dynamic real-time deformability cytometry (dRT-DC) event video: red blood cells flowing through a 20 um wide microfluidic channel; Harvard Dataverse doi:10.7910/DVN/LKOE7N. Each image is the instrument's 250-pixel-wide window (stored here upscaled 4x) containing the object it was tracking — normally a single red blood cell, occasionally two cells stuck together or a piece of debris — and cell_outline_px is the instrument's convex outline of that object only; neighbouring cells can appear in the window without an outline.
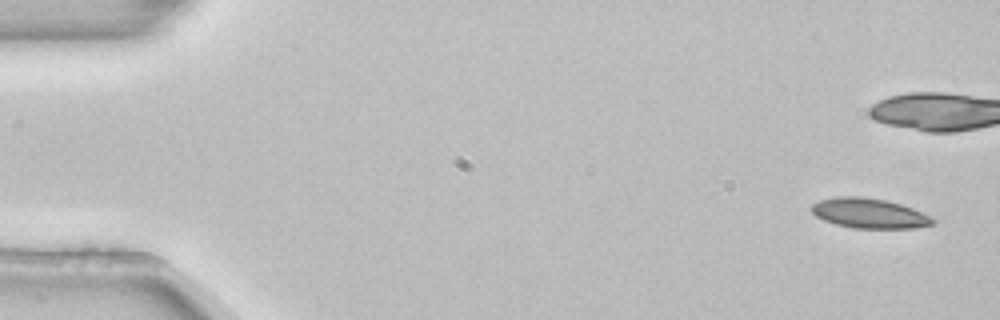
{"species": "common noctule bat (a hibernating species)", "species_latin": "Nyctalus noctula", "temperature_condition": "room temperature", "stored_images_in_passage": 5, "camera_frame_rate_fps": 3000, "um_per_image_px": 0.085, "animal": {"sex": "female", "body_mass_g": 22.7, "forearm_length_mm": 54.2}, "frame": {"image": 1, "passage_image": 1, "time_ms": 0.0, "image_size_px": [1000, 320], "cell_outline_px": [[940, 220], [936, 224], [912, 228], [852, 228], [836, 224], [824, 220], [816, 216], [812, 212], [812, 204], [820, 200], [836, 196], [860, 196], [888, 200], [912, 208], [932, 216]], "centroid_in_image_um": [73.95, 18.13], "position_along_channel_um": 11.0, "area_um2": 21.39}}